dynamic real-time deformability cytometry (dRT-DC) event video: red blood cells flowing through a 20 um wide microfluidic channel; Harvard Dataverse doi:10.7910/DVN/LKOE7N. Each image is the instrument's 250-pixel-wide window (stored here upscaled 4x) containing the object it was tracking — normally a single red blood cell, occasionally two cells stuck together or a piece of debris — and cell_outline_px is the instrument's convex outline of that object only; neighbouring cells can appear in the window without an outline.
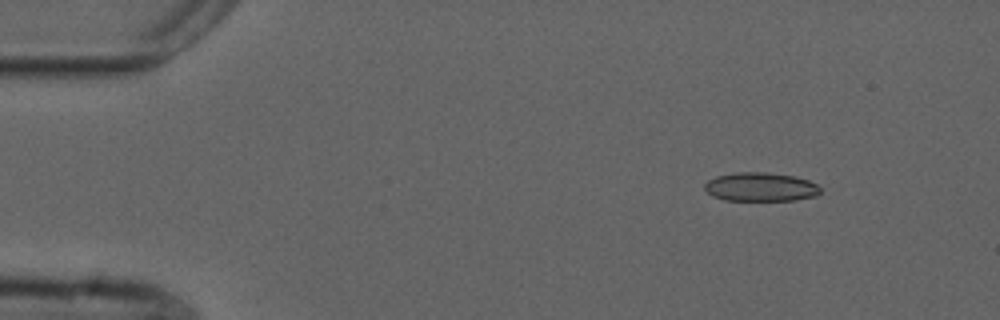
{"species": "common noctule bat (a hibernating species)", "species_latin": "Nyctalus noctula", "temperature_condition": "cold", "stored_images_in_passage": 5, "camera_frame_rate_fps": 3000, "um_per_image_px": 0.085, "animal": {"sex": "male", "forearm_length_mm": 52.5}, "frame": {"image": 1, "passage_image": 2, "time_ms": 0.333, "image_size_px": [1000, 320], "cell_outline_px": [[820, 192], [816, 196], [796, 200], [724, 200], [712, 196], [704, 188], [704, 184], [708, 180], [716, 176], [736, 172], [764, 172], [796, 176], [808, 180], [816, 184], [820, 188]], "centroid_in_image_um": [64.64, 15.89], "position_along_channel_um": 20.4, "area_um2": 19.48}}
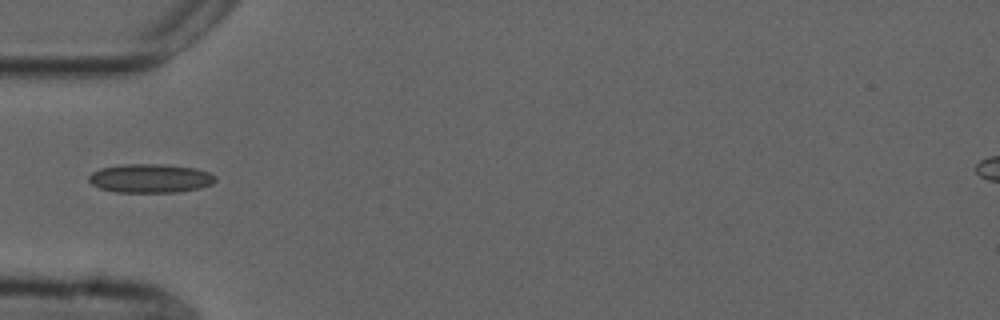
{"frame": {"image": 2, "passage_image": 5, "time_ms": 1.333, "image_size_px": [1000, 320], "cell_outline_px": [[216, 180], [212, 184], [200, 188], [176, 192], [116, 192], [100, 188], [92, 184], [88, 180], [88, 176], [92, 172], [100, 168], [120, 164], [160, 164], [196, 168], [208, 172], [216, 176]], "centroid_in_image_um": [12.76, 15.15], "position_along_channel_um": 72.2, "area_um2": 21.33}}